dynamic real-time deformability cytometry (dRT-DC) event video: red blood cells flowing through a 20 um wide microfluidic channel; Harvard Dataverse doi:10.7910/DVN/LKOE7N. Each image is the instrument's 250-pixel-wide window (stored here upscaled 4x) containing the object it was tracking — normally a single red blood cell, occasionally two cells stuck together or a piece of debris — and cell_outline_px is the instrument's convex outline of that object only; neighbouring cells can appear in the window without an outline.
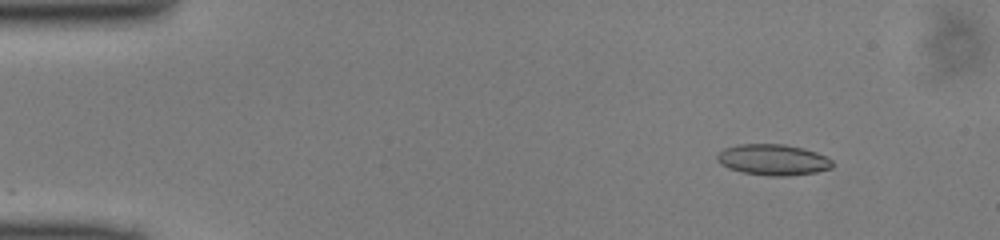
{"species": "common noctule bat (a hibernating species)", "species_latin": "Nyctalus noctula", "temperature_condition": "cold", "stored_images_in_passage": 48, "camera_frame_rate_fps": 3000, "um_per_image_px": 0.085, "animal": {"sex": "male", "body_mass_g": 13.0, "forearm_length_mm": 53.1}, "frame": {"image": 1, "passage_image": 5, "time_ms": 1.333, "image_size_px": [1000, 240], "cell_outline_px": [[832, 168], [816, 172], [788, 176], [768, 176], [744, 172], [728, 168], [720, 164], [716, 160], [716, 156], [724, 148], [736, 144], [784, 144], [804, 148], [816, 152], [832, 160]], "centroid_in_image_um": [65.69, 13.57], "position_along_channel_um": 19.3, "area_um2": 20.87}}
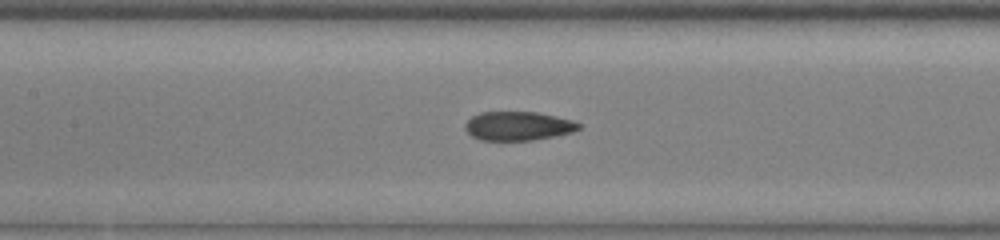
{"frame": {"image": 2, "passage_image": 22, "time_ms": 7.0, "image_size_px": [1000, 240], "cell_outline_px": [[580, 128], [572, 132], [556, 136], [532, 140], [480, 140], [472, 136], [464, 128], [464, 124], [472, 116], [480, 112], [536, 112], [556, 116], [572, 120], [580, 124]], "centroid_in_image_um": [44.03, 10.71], "position_along_channel_um": 163.4, "area_um2": 19.13}}
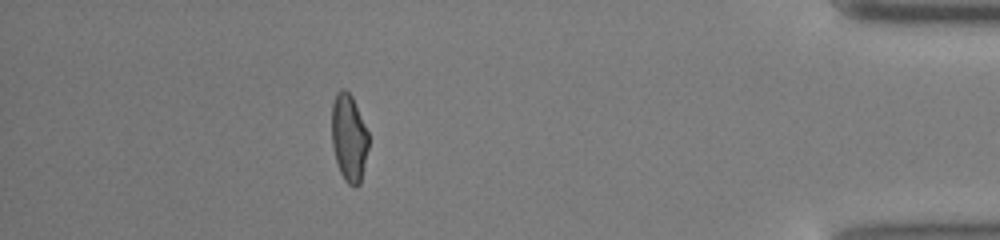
{"frame": {"image": 3, "passage_image": 43, "time_ms": 14.0, "image_size_px": [1000, 240], "cell_outline_px": [[368, 148], [360, 184], [356, 188], [352, 188], [344, 180], [340, 172], [336, 160], [332, 144], [332, 104], [336, 92], [340, 88], [344, 88], [352, 96], [368, 132]], "centroid_in_image_um": [29.65, 11.72], "position_along_channel_um": 405.5, "area_um2": 18.84}}